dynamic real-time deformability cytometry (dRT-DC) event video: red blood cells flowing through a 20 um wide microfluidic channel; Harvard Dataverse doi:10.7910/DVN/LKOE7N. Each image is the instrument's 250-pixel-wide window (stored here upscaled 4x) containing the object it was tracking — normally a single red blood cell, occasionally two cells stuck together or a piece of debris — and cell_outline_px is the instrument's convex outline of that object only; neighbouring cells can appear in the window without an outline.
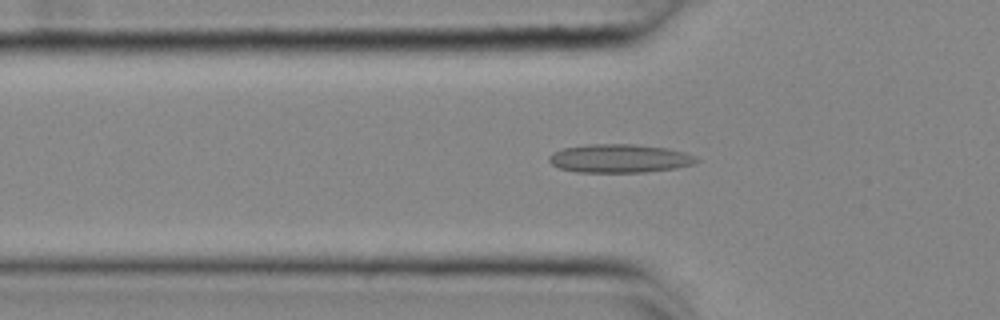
{"species": "common noctule bat (a hibernating species)", "species_latin": "Nyctalus noctula", "temperature_condition": "cold", "stored_images_in_passage": 55, "camera_frame_rate_fps": 3000, "um_per_image_px": 0.085, "animal": {"sex": "female", "body_mass_g": 25.1}, "frame": {"image": 1, "passage_image": 18, "time_ms": 5.667, "image_size_px": [1000, 320], "cell_outline_px": [[700, 160], [692, 164], [676, 168], [644, 172], [576, 172], [560, 168], [552, 164], [548, 160], [548, 156], [564, 148], [592, 144], [632, 144], [668, 148], [684, 152], [696, 156]], "centroid_in_image_um": [52.69, 13.47], "position_along_channel_um": 73.1, "area_um2": 24.33}}
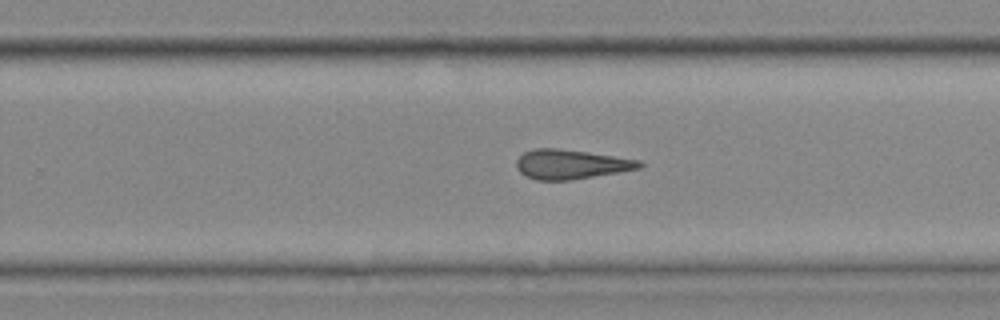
{"frame": {"image": 2, "passage_image": 35, "time_ms": 11.333, "image_size_px": [1000, 320], "cell_outline_px": [[644, 164], [640, 168], [572, 180], [536, 180], [524, 176], [516, 168], [516, 160], [524, 152], [536, 148], [556, 148], [612, 156], [636, 160]], "centroid_in_image_um": [48.45, 13.98], "position_along_channel_um": 281.4, "area_um2": 20.81}}
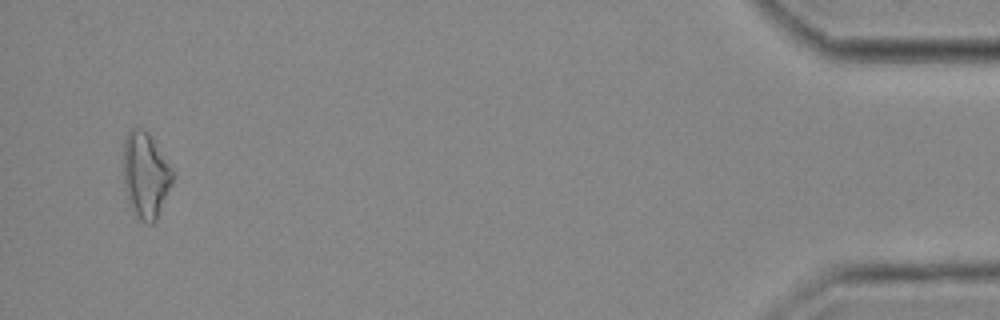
{"frame": {"image": 3, "passage_image": 53, "time_ms": 17.333, "image_size_px": [1000, 320], "cell_outline_px": [[172, 184], [156, 220], [152, 224], [148, 224], [140, 220], [132, 208], [128, 200], [124, 188], [124, 140], [128, 132], [132, 128], [140, 128], [152, 140], [168, 164], [172, 172]], "centroid_in_image_um": [12.35, 14.94], "position_along_channel_um": 422.9, "area_um2": 23.81}, "authors_computed_cell_mechanics": {"area_um2": 21.2704, "velocity_mm_per_s": 3.6715, "shape_relaxation_time_tau1_ms": null, "shape_relaxation_time_tau2_ms": 5.6109, "deformation_change_tau1": null, "deformation_change_tau2": 0.1814}}